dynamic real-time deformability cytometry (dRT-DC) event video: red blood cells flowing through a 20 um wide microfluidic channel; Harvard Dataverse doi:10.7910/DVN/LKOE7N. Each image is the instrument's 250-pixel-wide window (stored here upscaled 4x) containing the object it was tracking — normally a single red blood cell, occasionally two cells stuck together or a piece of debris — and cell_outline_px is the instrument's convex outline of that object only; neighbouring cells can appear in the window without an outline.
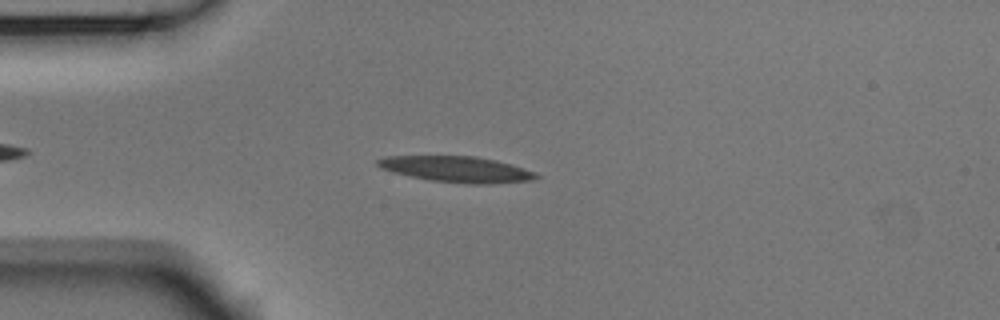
{"species": "Egyptian fruit bat (a non-hibernating species)", "species_latin": "Rousettus aegyptiacus", "temperature_condition": "room temperature", "stored_images_in_passage": 43, "camera_frame_rate_fps": 3000, "um_per_image_px": 0.085, "animal": {"sex": "male"}, "frame": {"image": 1, "passage_image": 7, "time_ms": 2.0, "image_size_px": [1000, 320], "cell_outline_px": [[540, 176], [532, 180], [492, 184], [464, 184], [432, 180], [392, 172], [380, 168], [376, 164], [376, 160], [384, 156], [476, 156], [508, 164], [536, 172]], "centroid_in_image_um": [38.79, 14.39], "position_along_channel_um": 46.2, "area_um2": 23.76}}
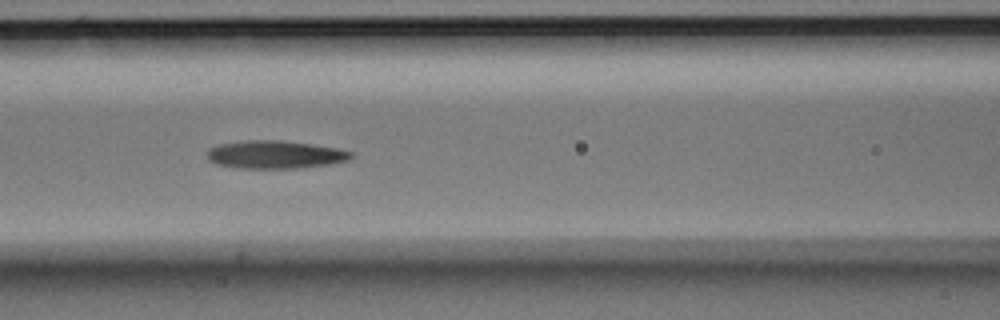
{"frame": {"image": 2, "passage_image": 16, "time_ms": 5.0, "image_size_px": [1000, 320], "cell_outline_px": [[356, 156], [348, 160], [328, 164], [296, 168], [236, 168], [216, 164], [208, 160], [208, 148], [220, 144], [240, 140], [280, 140], [340, 148], [352, 152]], "centroid_in_image_um": [23.38, 13.13], "position_along_channel_um": 143.2, "area_um2": 23.58}}
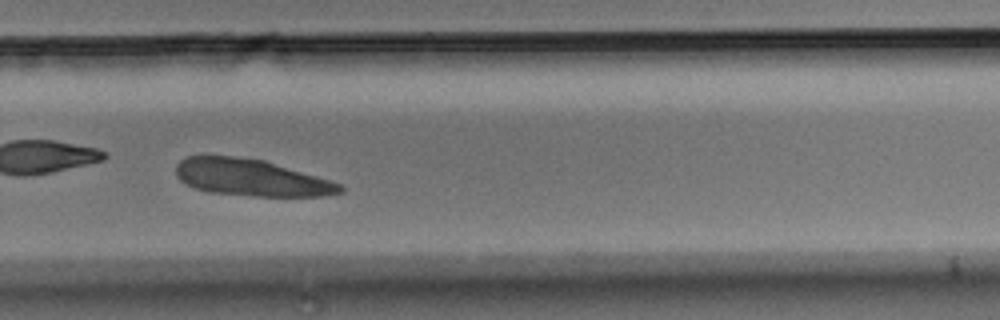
{"frame": {"image": 3, "passage_image": 27, "time_ms": 8.667, "image_size_px": [1000, 320], "cell_outline_px": [[344, 192], [324, 196], [252, 196], [208, 192], [196, 188], [180, 180], [176, 176], [176, 164], [180, 160], [188, 156], [232, 156], [264, 160], [332, 180], [340, 184], [344, 188]], "centroid_in_image_um": [21.37, 15.1], "position_along_channel_um": 308.4, "area_um2": 35.2}}